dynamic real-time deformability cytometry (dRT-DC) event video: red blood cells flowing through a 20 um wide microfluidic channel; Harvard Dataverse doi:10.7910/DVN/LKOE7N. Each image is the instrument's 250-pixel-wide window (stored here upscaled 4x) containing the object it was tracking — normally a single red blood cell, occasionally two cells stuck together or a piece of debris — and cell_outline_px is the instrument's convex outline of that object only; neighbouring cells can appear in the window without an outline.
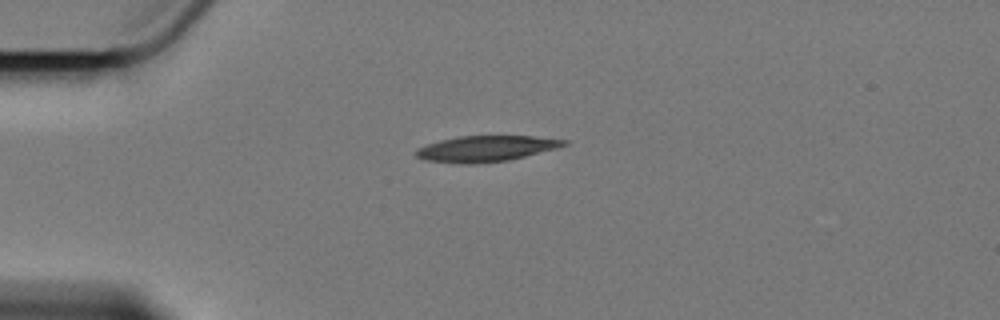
{"species": "Egyptian fruit bat (a non-hibernating species)", "species_latin": "Rousettus aegyptiacus", "temperature_condition": "cold", "stored_images_in_passage": 39, "camera_frame_rate_fps": 3000, "um_per_image_px": 0.085, "animal": {"sex": "female"}, "frame": {"image": 1, "passage_image": 1, "time_ms": 0.0, "image_size_px": [1000, 320], "cell_outline_px": [[568, 144], [556, 148], [508, 160], [472, 164], [464, 164], [424, 160], [416, 156], [416, 148], [440, 140], [460, 136], [532, 136], [568, 140]], "centroid_in_image_um": [41.29, 12.63], "position_along_channel_um": 43.7, "area_um2": 22.08}}
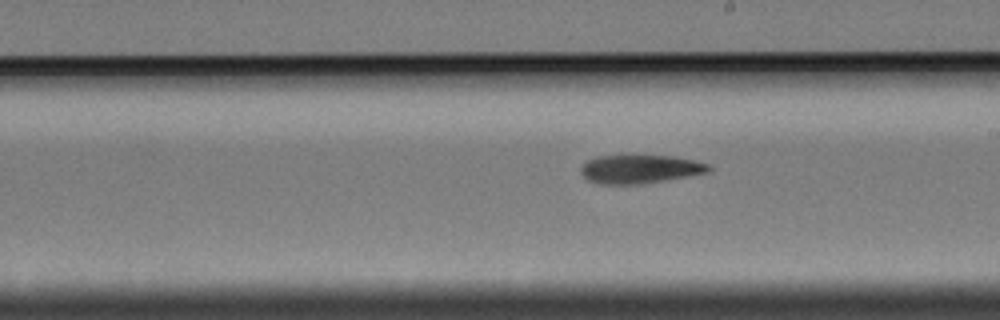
{"frame": {"image": 2, "passage_image": 20, "time_ms": 6.333, "image_size_px": [1000, 320], "cell_outline_px": [[712, 168], [708, 172], [688, 176], [640, 184], [600, 184], [588, 180], [580, 172], [580, 168], [588, 160], [596, 156], [620, 152], [628, 152], [676, 156], [712, 164]], "centroid_in_image_um": [54.39, 14.3], "position_along_channel_um": 234.6, "area_um2": 22.48}}
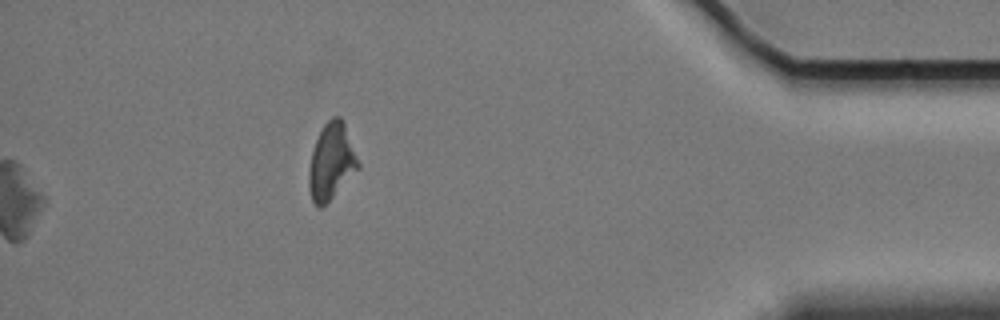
{"frame": {"image": 3, "passage_image": 39, "time_ms": 12.667, "image_size_px": [1000, 320], "cell_outline_px": [[360, 168], [320, 208], [316, 208], [312, 200], [308, 188], [308, 172], [312, 152], [316, 140], [324, 124], [332, 116], [340, 116], [344, 120], [360, 164]], "centroid_in_image_um": [28.17, 13.71], "position_along_channel_um": 407.0, "area_um2": 21.85}, "authors_computed_cell_mechanics": {"area_um2": 22.1952, "velocity_mm_per_s": 3.4006, "shape_relaxation_time_tau1_ms": 7.2888, "shape_relaxation_time_tau2_ms": null, "deformation_change_tau1": 0.1532, "deformation_change_tau2": null}}